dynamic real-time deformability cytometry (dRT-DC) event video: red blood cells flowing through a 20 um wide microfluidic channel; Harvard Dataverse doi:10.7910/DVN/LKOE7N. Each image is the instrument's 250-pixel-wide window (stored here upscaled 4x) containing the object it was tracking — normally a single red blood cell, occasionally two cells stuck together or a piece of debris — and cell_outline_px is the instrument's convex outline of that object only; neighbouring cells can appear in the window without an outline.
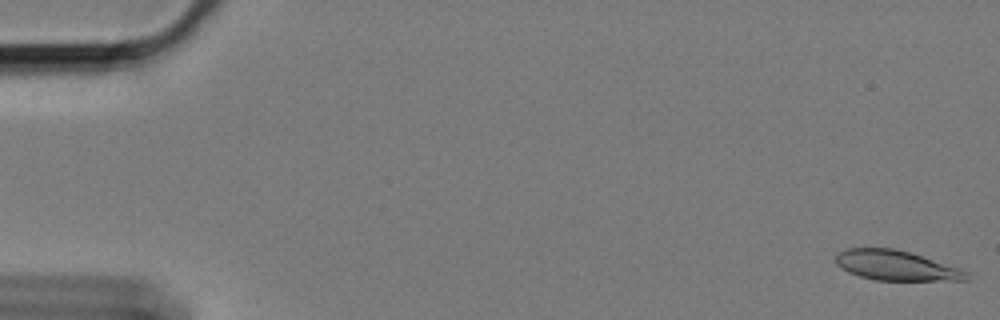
{"species": "Egyptian fruit bat (a non-hibernating species)", "species_latin": "Rousettus aegyptiacus", "temperature_condition": "cold", "stored_images_in_passage": 60, "segment_of_instrument_passage": [1, 2], "camera_frame_rate_fps": 3000, "um_per_image_px": 0.085, "animal": {"sex": "female"}, "frame": {"image": 1, "passage_image": 1, "time_ms": 0.0, "image_size_px": [1000, 320], "cell_outline_px": [[968, 280], [876, 280], [860, 276], [848, 272], [840, 268], [836, 264], [836, 252], [844, 248], [896, 248], [960, 268], [968, 272]], "centroid_in_image_um": [76.12, 22.56], "position_along_channel_um": 8.9, "area_um2": 22.77}}
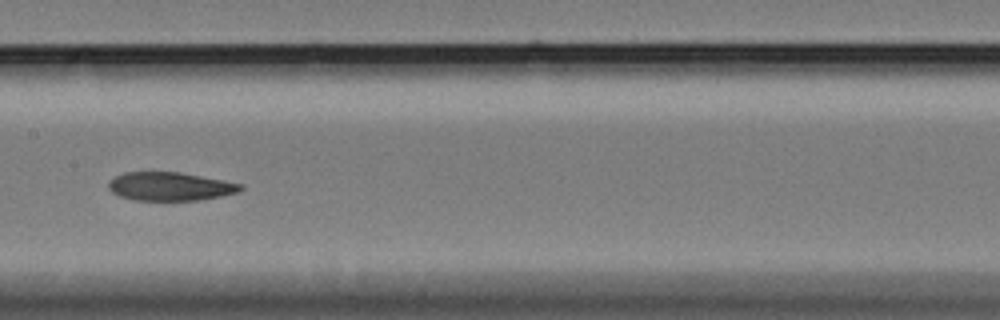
{"frame": {"image": 2, "passage_image": 30, "time_ms": 9.667, "image_size_px": [1000, 320], "cell_outline_px": [[244, 188], [240, 192], [200, 200], [132, 200], [120, 196], [112, 192], [108, 188], [108, 180], [124, 172], [180, 172], [224, 180], [244, 184]], "centroid_in_image_um": [14.47, 15.84], "position_along_channel_um": 192.9, "area_um2": 22.08}}
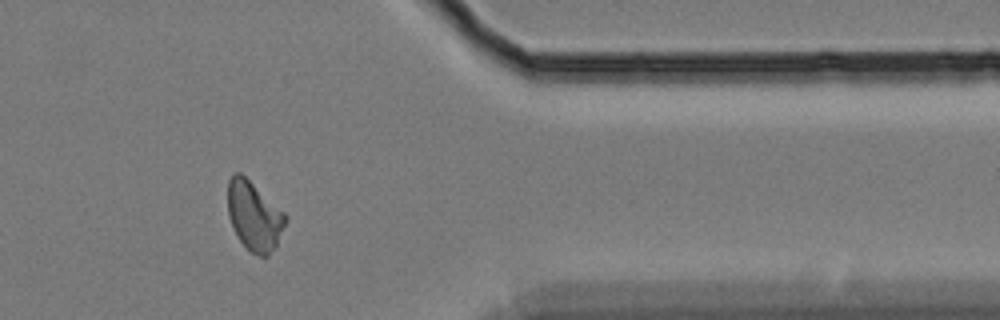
{"frame": {"image": 3, "passage_image": 49, "time_ms": 16.0, "image_size_px": [1000, 320], "cell_outline_px": [[288, 220], [276, 244], [268, 256], [260, 256], [248, 252], [240, 240], [228, 216], [228, 180], [232, 172], [240, 172], [284, 212], [288, 216]], "centroid_in_image_um": [21.6, 18.35], "position_along_channel_um": 389.8, "area_um2": 23.12}}